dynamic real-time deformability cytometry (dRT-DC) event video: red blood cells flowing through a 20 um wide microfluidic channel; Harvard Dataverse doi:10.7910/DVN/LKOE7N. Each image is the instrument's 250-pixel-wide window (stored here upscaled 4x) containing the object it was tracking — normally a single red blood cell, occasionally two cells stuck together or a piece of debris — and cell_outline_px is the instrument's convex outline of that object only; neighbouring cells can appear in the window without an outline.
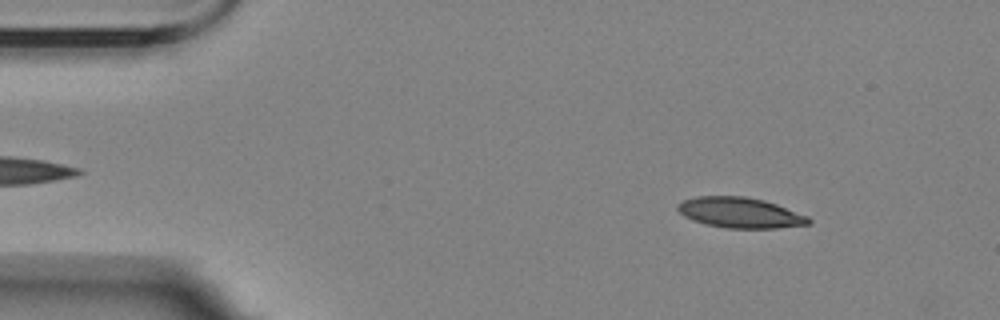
{"species": "Egyptian fruit bat (a non-hibernating species)", "species_latin": "Rousettus aegyptiacus", "temperature_condition": "room temperature", "stored_images_in_passage": 8, "camera_frame_rate_fps": 3000, "um_per_image_px": 0.085, "animal": {"sex": "female"}, "frame": {"image": 1, "passage_image": 2, "time_ms": 1.333, "image_size_px": [1000, 320], "cell_outline_px": [[812, 224], [776, 228], [724, 228], [704, 224], [692, 220], [684, 216], [676, 208], [676, 204], [684, 200], [696, 196], [744, 196], [764, 200], [776, 204], [808, 216], [812, 220]], "centroid_in_image_um": [62.9, 18.08], "position_along_channel_um": 22.1, "area_um2": 23.41}}
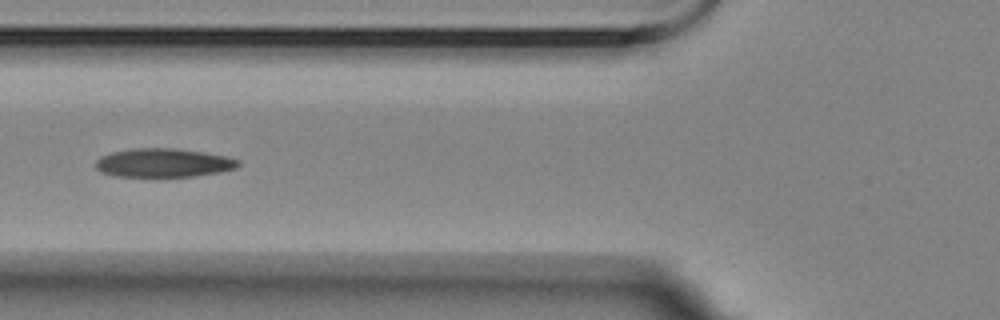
{"frame": {"image": 2, "passage_image": 6, "time_ms": 6.0, "image_size_px": [1000, 320], "cell_outline_px": [[240, 164], [236, 168], [220, 172], [196, 176], [156, 180], [112, 176], [100, 172], [96, 168], [96, 160], [100, 156], [112, 152], [132, 148], [176, 148], [204, 152], [224, 156], [240, 160]], "centroid_in_image_um": [13.84, 13.89], "position_along_channel_um": 112.0, "area_um2": 25.14}}
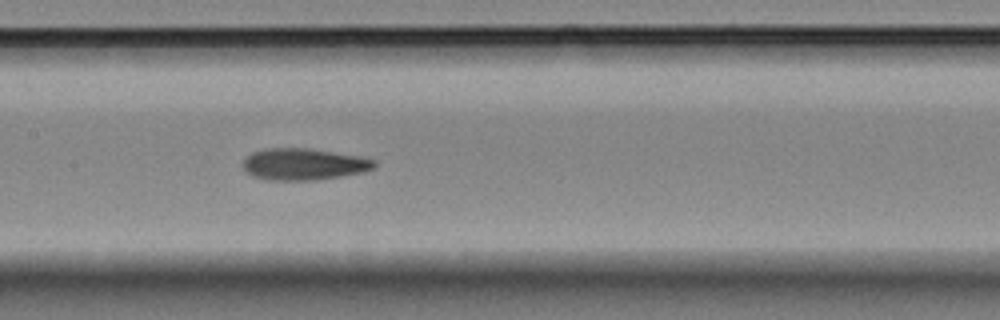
{"frame": {"image": 3, "passage_image": 8, "time_ms": 8.0, "image_size_px": [1000, 320], "cell_outline_px": [[376, 168], [364, 172], [316, 180], [268, 180], [252, 176], [244, 168], [244, 160], [252, 152], [264, 148], [308, 148], [360, 156], [376, 160]], "centroid_in_image_um": [25.85, 13.95], "position_along_channel_um": 181.5, "area_um2": 24.28}}